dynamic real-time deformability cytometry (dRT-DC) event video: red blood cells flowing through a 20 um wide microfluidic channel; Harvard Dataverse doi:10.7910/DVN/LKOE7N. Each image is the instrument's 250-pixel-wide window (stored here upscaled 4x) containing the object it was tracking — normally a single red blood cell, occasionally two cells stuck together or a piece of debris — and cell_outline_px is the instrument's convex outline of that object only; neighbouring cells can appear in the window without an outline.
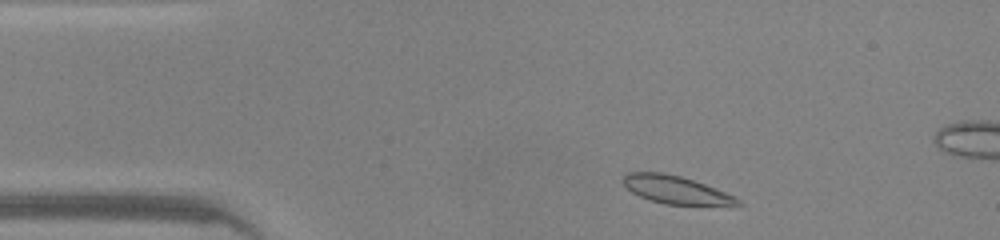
{"species": "common noctule bat (a hibernating species)", "species_latin": "Nyctalus noctula", "temperature_condition": "warm", "stored_images_in_passage": 44, "camera_frame_rate_fps": 3000, "um_per_image_px": 0.085, "animal": {"sex": "male", "body_mass_g": 20.0, "forearm_length_mm": 53.3}, "frame": {"image": 1, "passage_image": 3, "time_ms": 0.667, "image_size_px": [1000, 240], "cell_outline_px": [[744, 204], [740, 208], [664, 204], [640, 196], [632, 192], [624, 184], [624, 176], [628, 172], [660, 172], [680, 176], [704, 184], [736, 196]], "centroid_in_image_um": [57.64, 16.2], "position_along_channel_um": 27.4, "area_um2": 19.19}}
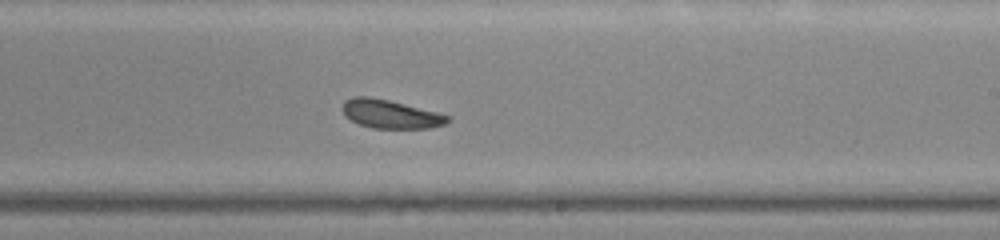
{"frame": {"image": 2, "passage_image": 23, "time_ms": 7.333, "image_size_px": [1000, 240], "cell_outline_px": [[452, 120], [444, 124], [428, 128], [372, 128], [360, 124], [344, 116], [340, 108], [344, 100], [352, 96], [368, 96], [388, 100], [452, 116]], "centroid_in_image_um": [33.15, 9.69], "position_along_channel_um": 255.9, "area_um2": 17.57}}
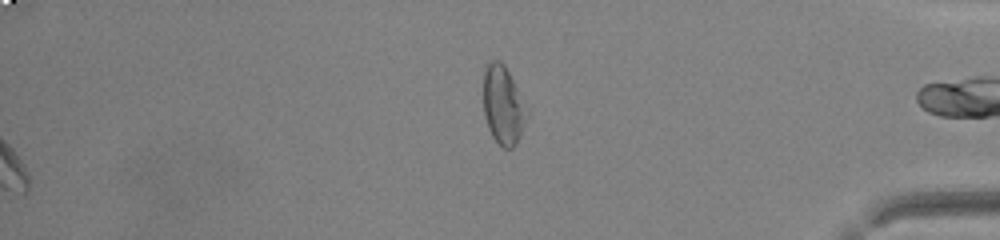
{"frame": {"image": 3, "passage_image": 44, "time_ms": 14.333, "image_size_px": [1000, 240], "cell_outline_px": [[528, 116], [520, 136], [516, 144], [512, 148], [504, 148], [492, 136], [488, 128], [484, 116], [484, 72], [488, 64], [492, 60], [500, 60], [504, 64], [528, 112]], "centroid_in_image_um": [42.75, 8.97], "position_along_channel_um": 392.4, "area_um2": 19.48}, "authors_computed_cell_mechanics": {"area_um2": 18.2937, "velocity_mm_per_s": 4.2163, "shape_relaxation_time_tau1_ms": 2.4088, "shape_relaxation_time_tau2_ms": 3.4528, "deformation_change_tau1": 0.0875, "deformation_change_tau2": 0.0674}}